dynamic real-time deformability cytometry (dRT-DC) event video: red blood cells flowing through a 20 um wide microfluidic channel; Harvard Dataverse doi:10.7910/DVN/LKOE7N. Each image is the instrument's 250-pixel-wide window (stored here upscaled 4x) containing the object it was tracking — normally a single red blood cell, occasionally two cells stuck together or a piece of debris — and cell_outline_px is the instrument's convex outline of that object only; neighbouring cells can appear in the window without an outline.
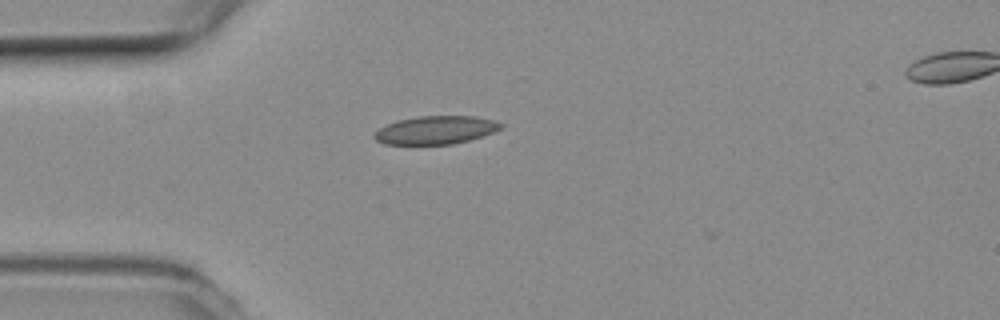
{"species": "common noctule bat (a hibernating species)", "species_latin": "Nyctalus noctula", "temperature_condition": "room temperature", "stored_images_in_passage": 7, "camera_frame_rate_fps": 3000, "um_per_image_px": 0.085, "animal": {"sex": "female", "body_mass_g": 19.3, "forearm_length_mm": 54.1}, "frame": {"image": 1, "passage_image": 1, "time_ms": 0.0, "image_size_px": [1000, 320], "cell_outline_px": [[504, 128], [496, 132], [468, 140], [452, 144], [384, 144], [376, 140], [372, 136], [380, 128], [396, 120], [416, 116], [476, 116], [492, 120], [504, 124]], "centroid_in_image_um": [37.07, 11.05], "position_along_channel_um": 47.9, "area_um2": 20.87}}
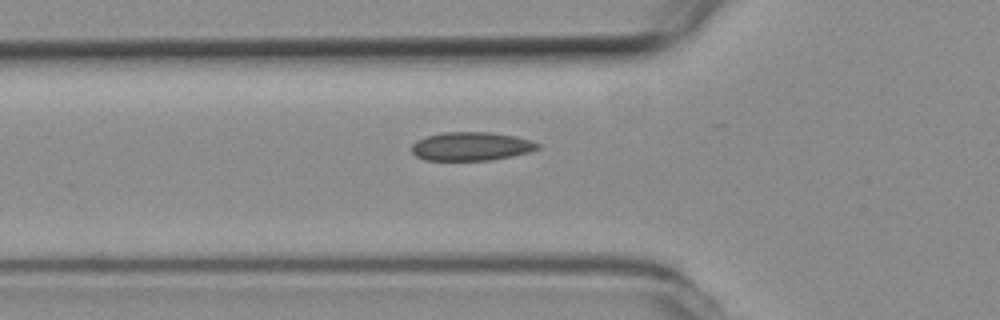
{"frame": {"image": 2, "passage_image": 5, "time_ms": 1.333, "image_size_px": [1000, 320], "cell_outline_px": [[540, 148], [528, 152], [512, 156], [492, 160], [424, 160], [416, 156], [412, 152], [412, 144], [416, 140], [428, 136], [444, 132], [492, 132], [516, 136], [532, 140], [540, 144]], "centroid_in_image_um": [40.07, 12.43], "position_along_channel_um": 85.7, "area_um2": 21.1}}